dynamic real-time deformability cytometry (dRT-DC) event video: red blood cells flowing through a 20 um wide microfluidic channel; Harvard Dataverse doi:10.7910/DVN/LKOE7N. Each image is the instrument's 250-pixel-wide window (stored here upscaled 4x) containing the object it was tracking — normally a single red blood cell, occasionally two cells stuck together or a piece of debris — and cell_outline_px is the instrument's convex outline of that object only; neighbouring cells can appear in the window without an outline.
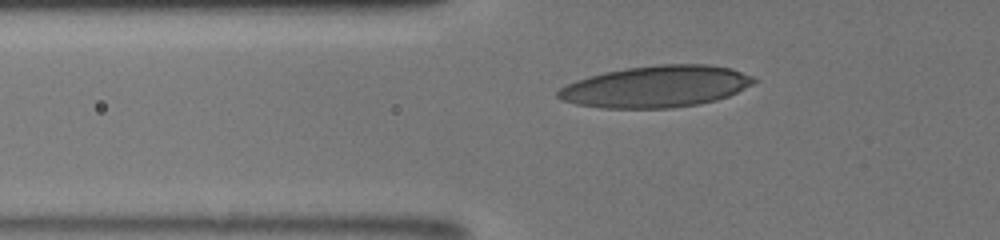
{"species": "human", "species_latin": "Homo sapiens", "temperature_condition": "room temperature", "stored_images_in_passage": 46, "camera_frame_rate_fps": 3000, "um_per_image_px": 0.085, "donor": {"sex": "male"}, "frame": {"image": 1, "passage_image": 15, "time_ms": 5.333, "image_size_px": [1000, 240], "cell_outline_px": [[756, 80], [752, 84], [728, 96], [716, 100], [700, 104], [672, 108], [600, 108], [576, 104], [560, 100], [556, 96], [556, 92], [560, 88], [576, 80], [588, 76], [604, 72], [628, 68], [660, 64], [708, 64], [732, 68], [752, 76]], "centroid_in_image_um": [55.74, 7.36], "position_along_channel_um": 70.1, "area_um2": 47.57}}
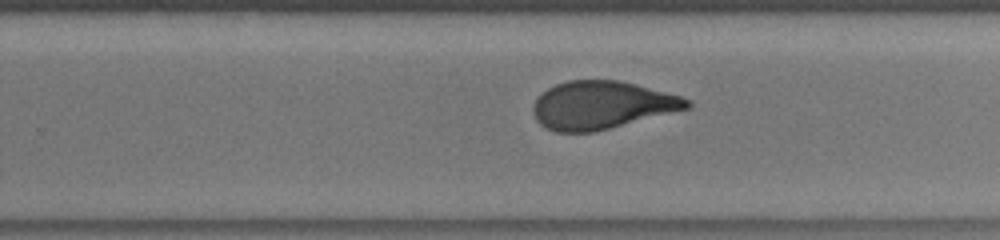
{"frame": {"image": 2, "passage_image": 27, "time_ms": 10.667, "image_size_px": [1000, 240], "cell_outline_px": [[692, 104], [688, 108], [592, 132], [556, 132], [544, 128], [536, 120], [532, 112], [532, 108], [536, 100], [548, 88], [556, 84], [568, 80], [620, 80], [636, 84], [680, 96], [692, 100]], "centroid_in_image_um": [51.11, 8.93], "position_along_channel_um": 278.7, "area_um2": 42.54}}
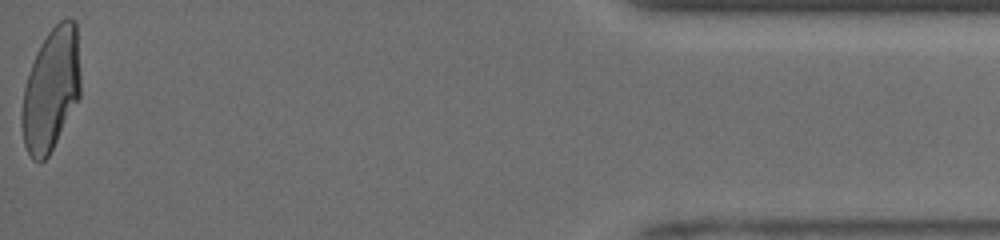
{"frame": {"image": 3, "passage_image": 46, "time_ms": 16.0, "image_size_px": [1000, 240], "cell_outline_px": [[80, 96], [48, 156], [40, 164], [32, 160], [24, 144], [20, 124], [20, 116], [24, 88], [36, 52], [40, 44], [48, 32], [60, 20], [68, 16], [76, 20], [80, 72]], "centroid_in_image_um": [4.33, 7.61], "position_along_channel_um": 430.9, "area_um2": 42.14}, "authors_computed_cell_mechanics": {"area_um2": 42.9165, "velocity_mm_per_s": 4.0923, "shape_relaxation_time_tau1_ms": 5.8669, "shape_relaxation_time_tau2_ms": 0.8843, "deformation_change_tau1": 0.2073, "deformation_change_tau2": 0.0687}}